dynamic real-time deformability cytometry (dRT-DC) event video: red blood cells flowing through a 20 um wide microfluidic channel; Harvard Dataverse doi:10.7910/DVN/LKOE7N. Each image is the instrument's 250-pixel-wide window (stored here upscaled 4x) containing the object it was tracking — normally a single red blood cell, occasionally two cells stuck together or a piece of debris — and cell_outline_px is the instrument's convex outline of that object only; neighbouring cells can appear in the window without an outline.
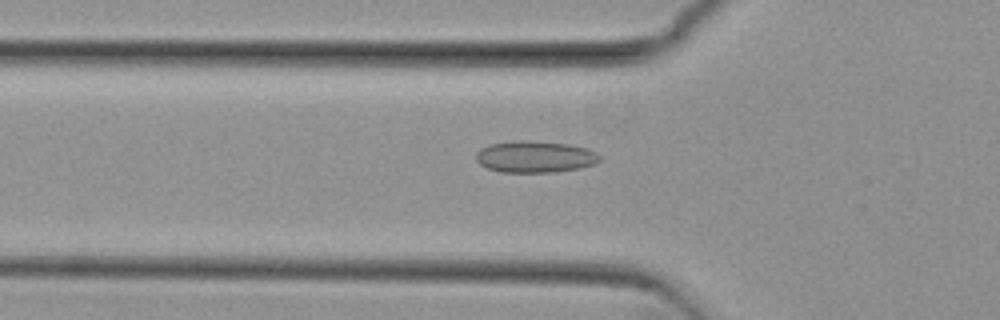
{"species": "common noctule bat (a hibernating species)", "species_latin": "Nyctalus noctula", "temperature_condition": "cold", "stored_images_in_passage": 48, "camera_frame_rate_fps": 3000, "um_per_image_px": 0.085, "animal": {"sex": "female", "body_mass_g": 29.2, "forearm_length_mm": 56.3}, "frame": {"image": 1, "passage_image": 18, "time_ms": 5.667, "image_size_px": [1000, 320], "cell_outline_px": [[600, 160], [592, 164], [576, 168], [552, 172], [500, 172], [488, 168], [480, 164], [476, 160], [476, 152], [480, 148], [492, 144], [516, 140], [528, 140], [568, 144], [588, 148], [596, 152], [600, 156]], "centroid_in_image_um": [45.45, 13.31], "position_along_channel_um": 80.4, "area_um2": 22.66}}
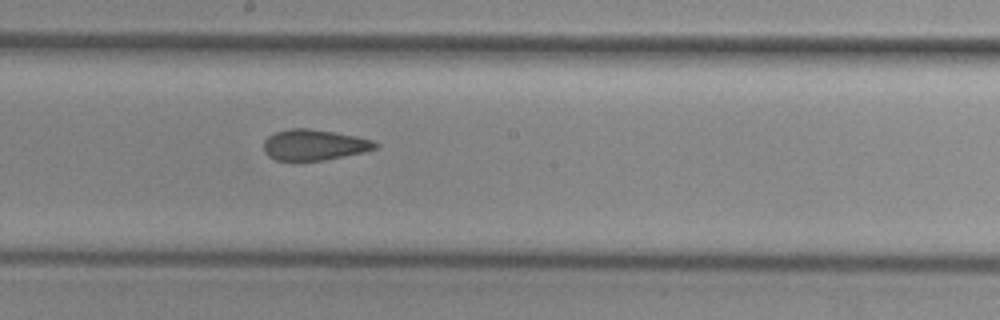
{"frame": {"image": 2, "passage_image": 29, "time_ms": 9.333, "image_size_px": [1000, 320], "cell_outline_px": [[380, 144], [376, 148], [364, 152], [324, 160], [276, 160], [268, 156], [264, 152], [264, 140], [268, 136], [276, 132], [288, 128], [308, 128], [336, 132], [356, 136], [372, 140]], "centroid_in_image_um": [26.7, 12.3], "position_along_channel_um": 221.5, "area_um2": 20.06}}
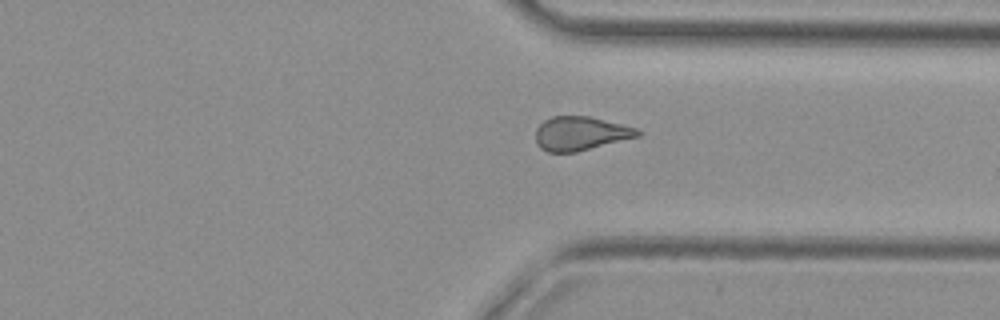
{"frame": {"image": 3, "passage_image": 40, "time_ms": 13.0, "image_size_px": [1000, 320], "cell_outline_px": [[644, 132], [640, 136], [576, 152], [548, 152], [540, 148], [536, 144], [536, 128], [544, 120], [552, 116], [588, 116], [636, 128]], "centroid_in_image_um": [49.33, 11.35], "position_along_channel_um": 362.1, "area_um2": 20.11}}